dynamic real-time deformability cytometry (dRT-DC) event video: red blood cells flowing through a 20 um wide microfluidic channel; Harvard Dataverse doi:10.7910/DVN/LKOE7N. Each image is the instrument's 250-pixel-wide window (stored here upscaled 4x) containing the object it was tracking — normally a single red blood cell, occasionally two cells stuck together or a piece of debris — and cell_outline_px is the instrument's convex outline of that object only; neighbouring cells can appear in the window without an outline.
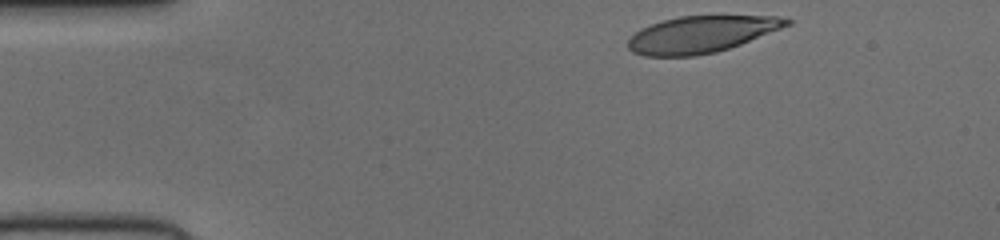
{"species": "human", "species_latin": "Homo sapiens", "temperature_condition": "cold", "stored_images_in_passage": 36, "camera_frame_rate_fps": 3000, "um_per_image_px": 0.085, "donor": {"sex": "female"}, "frame": {"image": 1, "passage_image": 1, "time_ms": 0.0, "image_size_px": [1000, 240], "cell_outline_px": [[792, 24], [740, 44], [716, 52], [696, 56], [644, 56], [632, 52], [628, 48], [628, 40], [640, 28], [664, 20], [680, 16], [776, 16], [792, 20]], "centroid_in_image_um": [59.59, 2.92], "position_along_channel_um": 25.4, "area_um2": 33.7}}
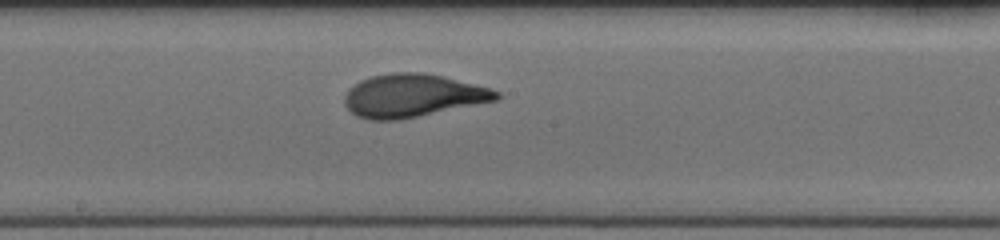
{"frame": {"image": 2, "passage_image": 21, "time_ms": 6.667, "image_size_px": [1000, 240], "cell_outline_px": [[504, 96], [496, 100], [420, 116], [400, 120], [368, 120], [356, 116], [344, 104], [344, 96], [348, 88], [360, 80], [372, 76], [388, 72], [424, 72], [444, 76], [488, 88], [500, 92]], "centroid_in_image_um": [35.05, 8.12], "position_along_channel_um": 213.2, "area_um2": 38.26}}
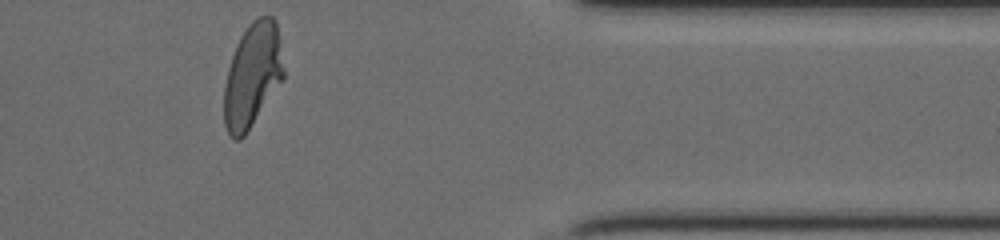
{"frame": {"image": 3, "passage_image": 36, "time_ms": 11.667, "image_size_px": [1000, 240], "cell_outline_px": [[284, 80], [244, 136], [240, 140], [232, 140], [228, 136], [224, 124], [224, 84], [228, 68], [236, 44], [240, 36], [248, 24], [252, 20], [260, 16], [272, 16], [276, 20], [280, 40], [284, 68]], "centroid_in_image_um": [21.46, 6.42], "position_along_channel_um": 389.9, "area_um2": 36.7}}